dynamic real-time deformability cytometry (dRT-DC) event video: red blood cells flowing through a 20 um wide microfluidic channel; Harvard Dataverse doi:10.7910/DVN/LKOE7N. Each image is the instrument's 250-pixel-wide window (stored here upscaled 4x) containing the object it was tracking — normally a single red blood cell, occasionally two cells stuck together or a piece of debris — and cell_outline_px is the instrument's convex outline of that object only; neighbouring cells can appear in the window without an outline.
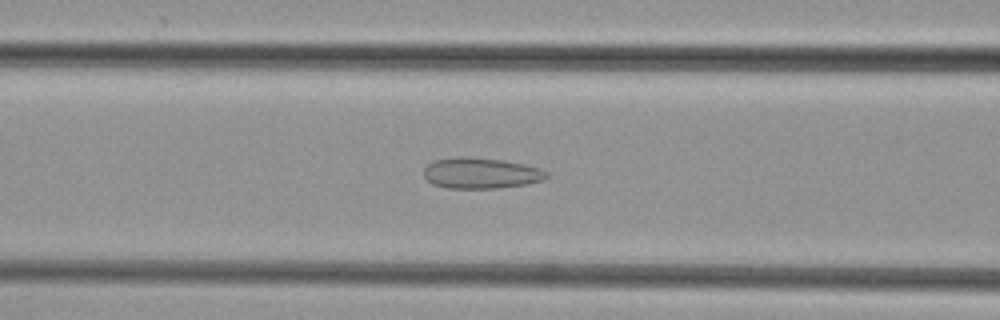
{"species": "common noctule bat (a hibernating species)", "species_latin": "Nyctalus noctula", "temperature_condition": "cold", "stored_images_in_passage": 39, "camera_frame_rate_fps": 3000, "um_per_image_px": 0.085, "animal": {"sex": "female", "body_mass_g": 29.2, "forearm_length_mm": 56.3}, "frame": {"image": 1, "passage_image": 10, "time_ms": 3.0, "image_size_px": [1000, 320], "cell_outline_px": [[548, 176], [544, 180], [528, 184], [496, 188], [448, 188], [432, 184], [424, 176], [424, 168], [432, 160], [460, 156], [468, 156], [500, 160], [524, 164], [540, 168], [548, 172]], "centroid_in_image_um": [40.87, 14.71], "position_along_channel_um": 125.7, "area_um2": 22.2}}
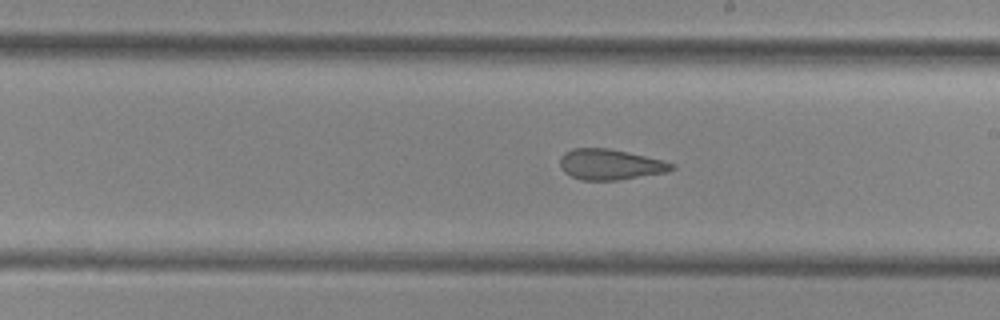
{"frame": {"image": 2, "passage_image": 18, "time_ms": 5.667, "image_size_px": [1000, 320], "cell_outline_px": [[676, 168], [668, 172], [616, 180], [580, 180], [564, 172], [560, 164], [560, 156], [564, 152], [572, 148], [608, 148], [628, 152], [664, 160], [676, 164]], "centroid_in_image_um": [51.89, 13.97], "position_along_channel_um": 237.1, "area_um2": 20.06}}
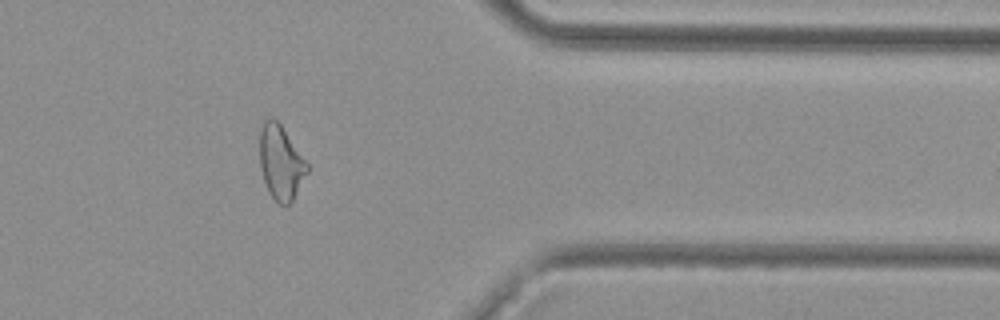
{"frame": {"image": 3, "passage_image": 30, "time_ms": 9.667, "image_size_px": [1000, 320], "cell_outline_px": [[308, 172], [288, 208], [284, 208], [268, 192], [260, 168], [260, 128], [264, 120], [268, 116], [272, 116], [280, 124], [308, 164]], "centroid_in_image_um": [23.85, 13.83], "position_along_channel_um": 387.5, "area_um2": 20.58}}